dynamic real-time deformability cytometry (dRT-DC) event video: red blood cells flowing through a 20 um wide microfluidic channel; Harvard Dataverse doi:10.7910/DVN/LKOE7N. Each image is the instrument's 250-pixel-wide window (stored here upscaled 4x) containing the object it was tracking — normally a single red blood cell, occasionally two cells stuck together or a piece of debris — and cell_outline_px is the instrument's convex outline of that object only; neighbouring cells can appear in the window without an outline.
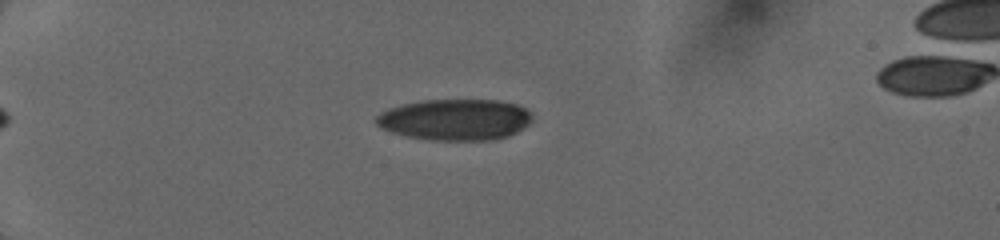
{"species": "human", "species_latin": "Homo sapiens", "temperature_condition": "cold", "stored_images_in_passage": 9, "camera_frame_rate_fps": 3000, "um_per_image_px": 0.085, "donor": {"sex": "female"}, "frame": {"image": 1, "passage_image": 4, "time_ms": 2.0, "image_size_px": [1000, 240], "cell_outline_px": [[532, 120], [528, 124], [516, 132], [508, 136], [492, 140], [436, 140], [408, 136], [392, 132], [376, 124], [376, 116], [380, 112], [388, 108], [400, 104], [420, 100], [496, 100], [516, 104], [532, 112]], "centroid_in_image_um": [38.69, 10.15], "position_along_channel_um": 46.3, "area_um2": 37.45}}
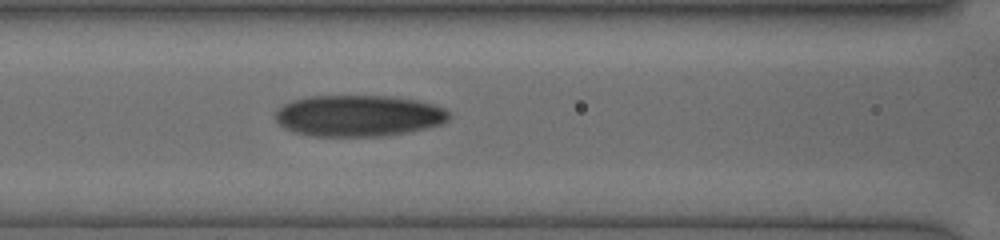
{"frame": {"image": 2, "passage_image": 9, "time_ms": 5.333, "image_size_px": [1000, 240], "cell_outline_px": [[452, 116], [444, 124], [384, 136], [308, 136], [292, 132], [284, 128], [276, 120], [276, 112], [284, 104], [292, 100], [308, 96], [388, 96], [416, 100], [448, 108], [452, 112]], "centroid_in_image_um": [30.5, 9.84], "position_along_channel_um": 136.1, "area_um2": 42.14}}